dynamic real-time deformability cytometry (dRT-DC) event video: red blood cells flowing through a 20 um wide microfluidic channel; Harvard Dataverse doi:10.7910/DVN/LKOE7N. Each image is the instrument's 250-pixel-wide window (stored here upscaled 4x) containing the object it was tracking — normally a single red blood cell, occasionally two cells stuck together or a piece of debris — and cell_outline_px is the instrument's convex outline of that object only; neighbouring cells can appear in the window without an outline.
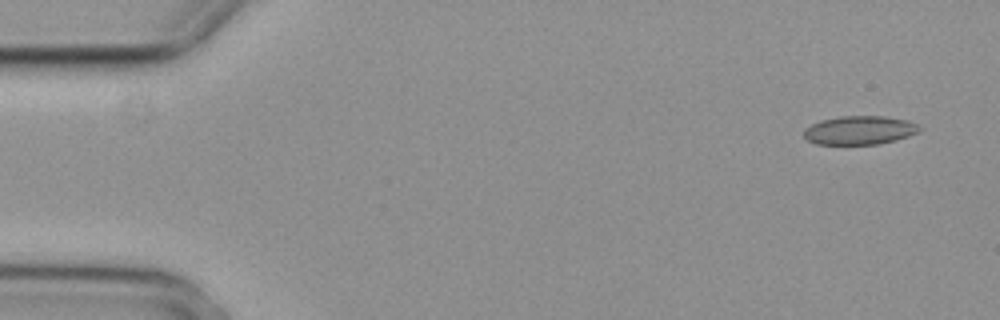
{"species": "common noctule bat (a hibernating species)", "species_latin": "Nyctalus noctula", "temperature_condition": "cold", "stored_images_in_passage": 4, "camera_frame_rate_fps": 3000, "um_per_image_px": 0.085, "animal": {"sex": "female", "body_mass_g": 29.2, "forearm_length_mm": 56.3}, "frame": {"image": 1, "passage_image": 1, "time_ms": 0.0, "image_size_px": [1000, 320], "cell_outline_px": [[920, 128], [916, 132], [908, 136], [896, 140], [876, 144], [816, 144], [808, 140], [804, 136], [804, 128], [820, 120], [840, 116], [884, 116], [904, 120], [916, 124]], "centroid_in_image_um": [73.01, 11.07], "position_along_channel_um": 12.0, "area_um2": 19.07}}